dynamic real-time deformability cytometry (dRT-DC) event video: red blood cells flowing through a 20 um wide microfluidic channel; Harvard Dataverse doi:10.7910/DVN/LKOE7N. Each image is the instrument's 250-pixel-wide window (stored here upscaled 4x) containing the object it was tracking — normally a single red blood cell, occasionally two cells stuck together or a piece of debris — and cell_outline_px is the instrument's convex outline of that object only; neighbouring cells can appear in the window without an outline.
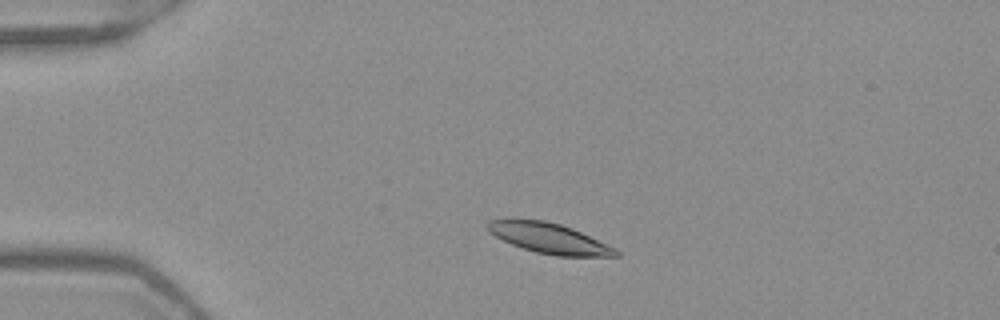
{"species": "Egyptian fruit bat (a non-hibernating species)", "species_latin": "Rousettus aegyptiacus", "temperature_condition": "warm", "stored_images_in_passage": 47, "camera_frame_rate_fps": 3000, "um_per_image_px": 0.085, "frame": {"image": 1, "passage_image": 7, "time_ms": 2.0, "image_size_px": [1000, 320], "cell_outline_px": [[620, 256], [556, 256], [536, 252], [512, 244], [488, 232], [484, 224], [488, 220], [544, 220], [560, 224], [572, 228], [616, 248], [620, 252]], "centroid_in_image_um": [46.69, 20.26], "position_along_channel_um": 38.3, "area_um2": 22.37}}
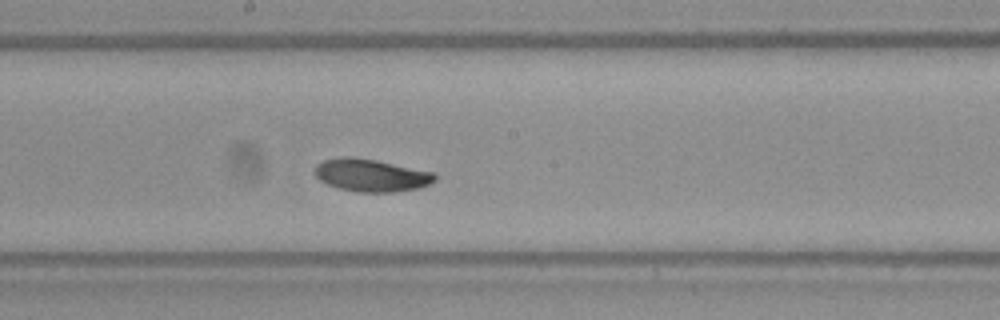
{"frame": {"image": 2, "passage_image": 24, "time_ms": 7.667, "image_size_px": [1000, 320], "cell_outline_px": [[436, 180], [428, 184], [416, 188], [392, 192], [356, 192], [336, 188], [320, 180], [316, 176], [316, 164], [324, 160], [340, 156], [352, 156], [376, 160], [436, 172]], "centroid_in_image_um": [31.54, 14.89], "position_along_channel_um": 216.7, "area_um2": 22.89}}
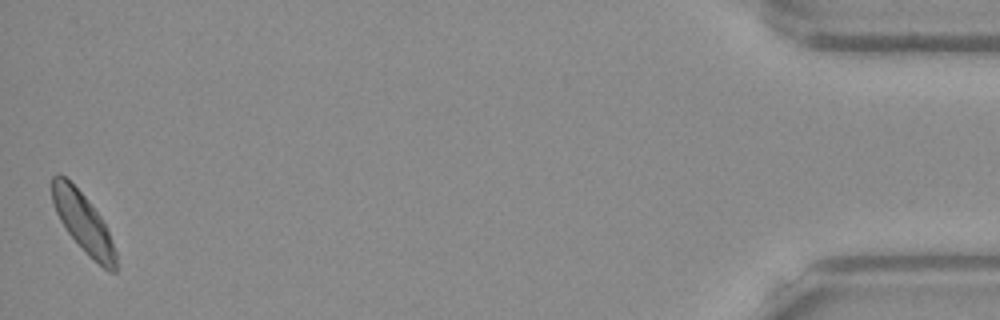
{"frame": {"image": 3, "passage_image": 47, "time_ms": 15.333, "image_size_px": [1000, 320], "cell_outline_px": [[116, 272], [112, 272], [104, 268], [88, 256], [68, 232], [60, 220], [56, 212], [52, 200], [52, 176], [60, 172], [84, 196], [100, 216], [108, 232], [116, 252]], "centroid_in_image_um": [7.06, 18.92], "position_along_channel_um": 428.1, "area_um2": 21.56}, "authors_computed_cell_mechanics": {"area_um2": 22.3686, "velocity_mm_per_s": 3.8943, "shape_relaxation_time_tau1_ms": 9.674, "shape_relaxation_time_tau2_ms": null, "deformation_change_tau1": 0.2439, "deformation_change_tau2": null}}